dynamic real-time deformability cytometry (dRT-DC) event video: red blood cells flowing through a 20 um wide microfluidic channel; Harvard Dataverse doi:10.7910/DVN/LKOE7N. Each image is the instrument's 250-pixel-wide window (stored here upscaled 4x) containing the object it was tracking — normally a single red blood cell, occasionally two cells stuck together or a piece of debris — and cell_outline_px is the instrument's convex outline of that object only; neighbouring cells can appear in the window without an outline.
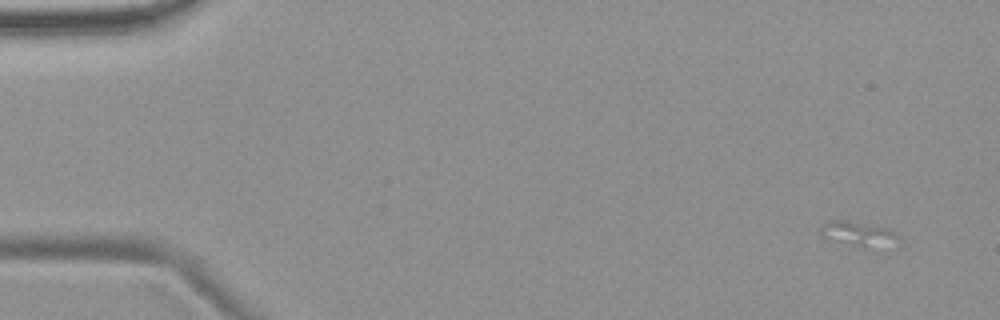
{"species": "common noctule bat (a hibernating species)", "species_latin": "Nyctalus noctula", "temperature_condition": "room temperature", "stored_images_in_passage": 4, "camera_frame_rate_fps": 3000, "um_per_image_px": 0.085, "animal": {"sex": "female", "body_mass_g": 19.9}, "frame": {"image": 1, "passage_image": 1, "time_ms": 0.0, "image_size_px": [1000, 320], "cell_outline_px": [[896, 248], [864, 248], [820, 236], [820, 228], [828, 220], [844, 220], [888, 228], [896, 232]], "centroid_in_image_um": [73.03, 19.91], "position_along_channel_um": 12.0, "area_um2": 11.39}}